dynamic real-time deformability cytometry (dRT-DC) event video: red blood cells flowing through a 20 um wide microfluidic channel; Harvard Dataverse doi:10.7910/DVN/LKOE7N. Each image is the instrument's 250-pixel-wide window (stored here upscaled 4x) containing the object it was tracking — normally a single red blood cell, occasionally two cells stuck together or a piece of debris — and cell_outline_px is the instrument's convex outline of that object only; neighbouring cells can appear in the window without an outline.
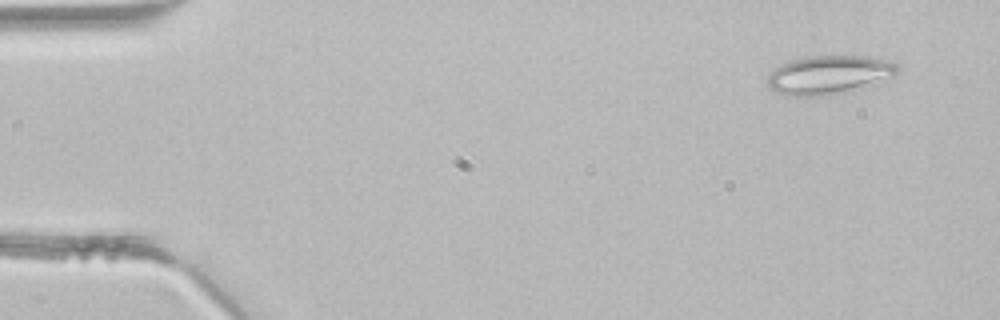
{"species": "common noctule bat (a hibernating species)", "species_latin": "Nyctalus noctula", "temperature_condition": "room temperature", "stored_images_in_passage": 5, "camera_frame_rate_fps": 3000, "um_per_image_px": 0.085, "animal": {"sex": "male", "body_mass_g": 21.5, "forearm_length_mm": 52.0}, "frame": {"image": 1, "passage_image": 1, "time_ms": 0.0, "image_size_px": [1000, 320], "cell_outline_px": [[900, 68], [892, 76], [872, 84], [860, 88], [828, 96], [788, 96], [776, 92], [768, 84], [768, 76], [776, 68], [792, 60], [812, 56], [868, 56], [892, 60]], "centroid_in_image_um": [70.5, 6.36], "position_along_channel_um": 14.5, "area_um2": 29.07}}